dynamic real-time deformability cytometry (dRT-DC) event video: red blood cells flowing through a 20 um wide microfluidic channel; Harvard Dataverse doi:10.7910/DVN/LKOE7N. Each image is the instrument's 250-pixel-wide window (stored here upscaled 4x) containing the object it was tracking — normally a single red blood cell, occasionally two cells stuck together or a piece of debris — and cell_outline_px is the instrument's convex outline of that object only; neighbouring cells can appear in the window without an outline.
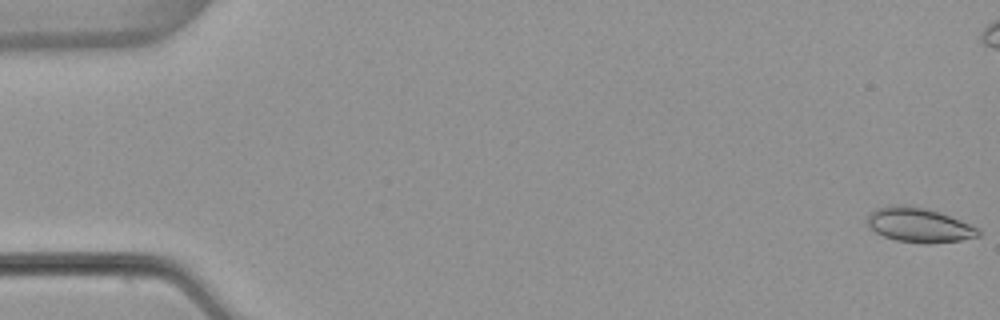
{"species": "common noctule bat (a hibernating species)", "species_latin": "Nyctalus noctula", "temperature_condition": "warm", "stored_images_in_passage": 54, "camera_frame_rate_fps": 3000, "um_per_image_px": 0.085, "animal": {"sex": "female", "body_mass_g": 22.7, "forearm_length_mm": 54.2}, "frame": {"image": 1, "passage_image": 1, "time_ms": 0.0, "image_size_px": [1000, 320], "cell_outline_px": [[980, 236], [960, 240], [928, 244], [924, 244], [896, 240], [884, 236], [876, 232], [868, 224], [868, 216], [876, 208], [896, 204], [912, 204], [928, 208], [960, 220], [976, 228], [980, 232]], "centroid_in_image_um": [78.11, 19.11], "position_along_channel_um": 6.9, "area_um2": 22.25}}
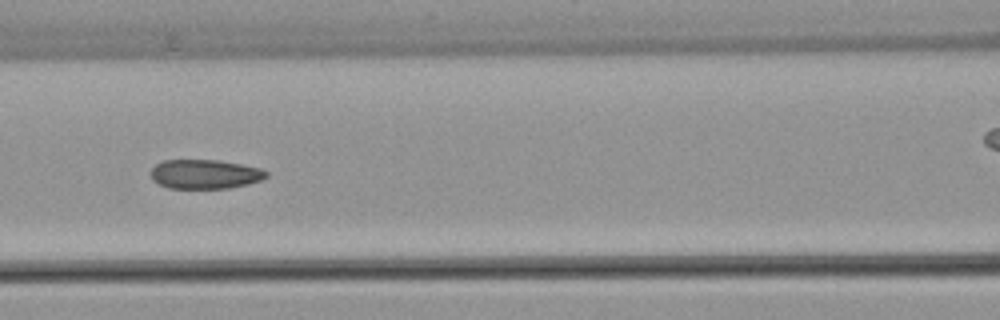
{"frame": {"image": 2, "passage_image": 24, "time_ms": 7.667, "image_size_px": [1000, 320], "cell_outline_px": [[268, 176], [260, 180], [248, 184], [228, 188], [168, 188], [152, 180], [152, 168], [156, 164], [164, 160], [216, 160], [240, 164], [260, 168], [268, 172]], "centroid_in_image_um": [17.42, 14.8], "position_along_channel_um": 149.2, "area_um2": 19.54}}
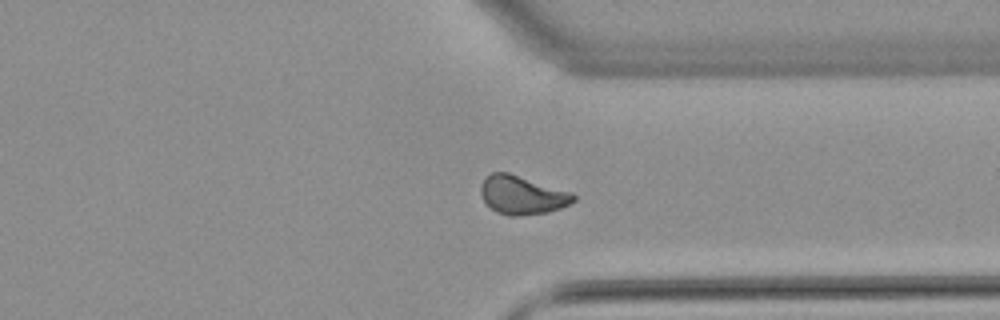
{"frame": {"image": 3, "passage_image": 41, "time_ms": 13.333, "image_size_px": [1000, 320], "cell_outline_px": [[576, 200], [560, 208], [548, 212], [520, 216], [508, 216], [496, 212], [484, 200], [480, 192], [480, 184], [484, 176], [492, 172], [508, 172], [572, 192], [576, 196]], "centroid_in_image_um": [44.36, 16.57], "position_along_channel_um": 367.0, "area_um2": 20.98}, "authors_computed_cell_mechanics": {"area_um2": 20.6346, "velocity_mm_per_s": 3.853, "shape_relaxation_time_tau1_ms": 7.2796, "shape_relaxation_time_tau2_ms": 1.4919, "deformation_change_tau1": 0.1394, "deformation_change_tau2": 0.0765}}